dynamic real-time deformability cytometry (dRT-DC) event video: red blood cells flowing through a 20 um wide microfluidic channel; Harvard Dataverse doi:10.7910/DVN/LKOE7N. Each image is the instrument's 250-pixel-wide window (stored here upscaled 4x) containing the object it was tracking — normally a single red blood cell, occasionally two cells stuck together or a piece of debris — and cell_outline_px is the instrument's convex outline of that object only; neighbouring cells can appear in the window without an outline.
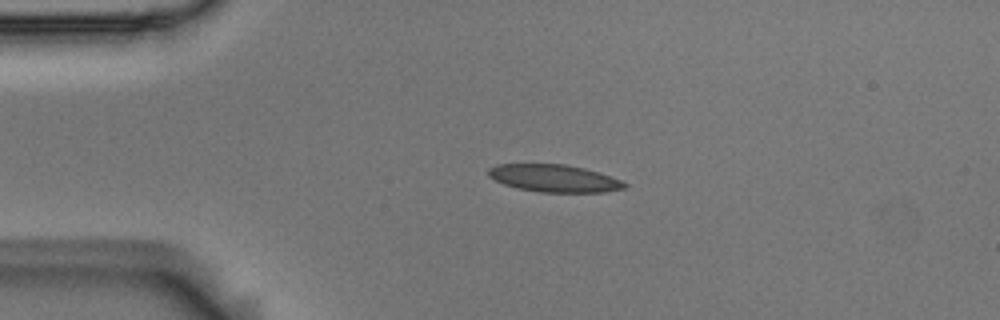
{"species": "Egyptian fruit bat (a non-hibernating species)", "species_latin": "Rousettus aegyptiacus", "temperature_condition": "room temperature", "stored_images_in_passage": 43, "camera_frame_rate_fps": 3000, "um_per_image_px": 0.085, "animal": {"sex": "male"}, "frame": {"image": 1, "passage_image": 1, "time_ms": 0.0, "image_size_px": [1000, 320], "cell_outline_px": [[628, 184], [624, 188], [604, 192], [540, 192], [516, 188], [504, 184], [488, 176], [488, 168], [496, 164], [564, 164], [584, 168], [620, 180]], "centroid_in_image_um": [47.06, 15.15], "position_along_channel_um": 37.9, "area_um2": 21.56}}
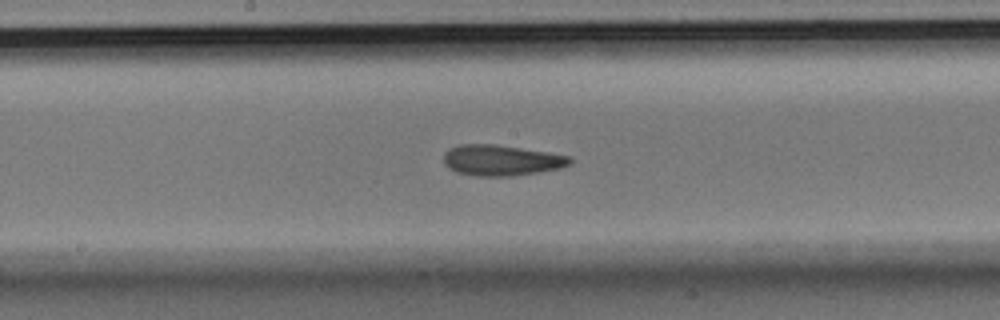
{"frame": {"image": 2, "passage_image": 17, "time_ms": 5.333, "image_size_px": [1000, 320], "cell_outline_px": [[572, 164], [560, 168], [512, 176], [476, 176], [456, 172], [448, 168], [444, 164], [444, 152], [448, 148], [460, 144], [496, 144], [548, 152], [572, 156]], "centroid_in_image_um": [42.6, 13.61], "position_along_channel_um": 205.6, "area_um2": 22.83}}
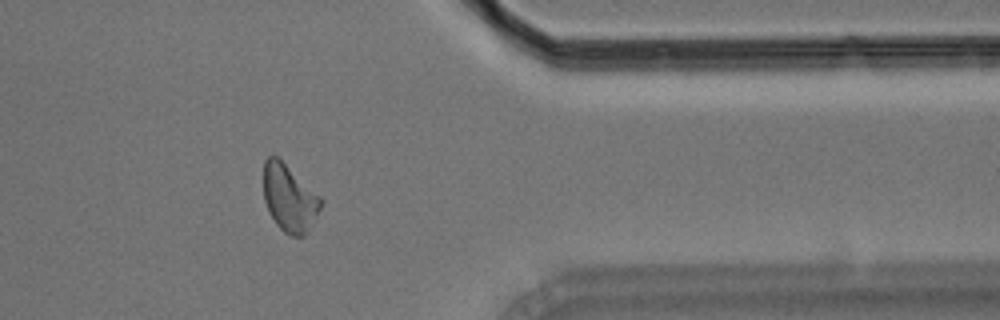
{"frame": {"image": 3, "passage_image": 33, "time_ms": 10.667, "image_size_px": [1000, 320], "cell_outline_px": [[324, 200], [316, 216], [304, 236], [292, 236], [284, 232], [276, 224], [268, 212], [264, 200], [264, 160], [268, 156], [276, 156], [320, 196]], "centroid_in_image_um": [24.58, 16.85], "position_along_channel_um": 386.8, "area_um2": 22.08}, "authors_computed_cell_mechanics": {"area_um2": 22.0796, "velocity_mm_per_s": 3.701, "shape_relaxation_time_tau1_ms": 4.6221, "shape_relaxation_time_tau2_ms": 1.9613, "deformation_change_tau1": 0.1427, "deformation_change_tau2": 0.1007}}